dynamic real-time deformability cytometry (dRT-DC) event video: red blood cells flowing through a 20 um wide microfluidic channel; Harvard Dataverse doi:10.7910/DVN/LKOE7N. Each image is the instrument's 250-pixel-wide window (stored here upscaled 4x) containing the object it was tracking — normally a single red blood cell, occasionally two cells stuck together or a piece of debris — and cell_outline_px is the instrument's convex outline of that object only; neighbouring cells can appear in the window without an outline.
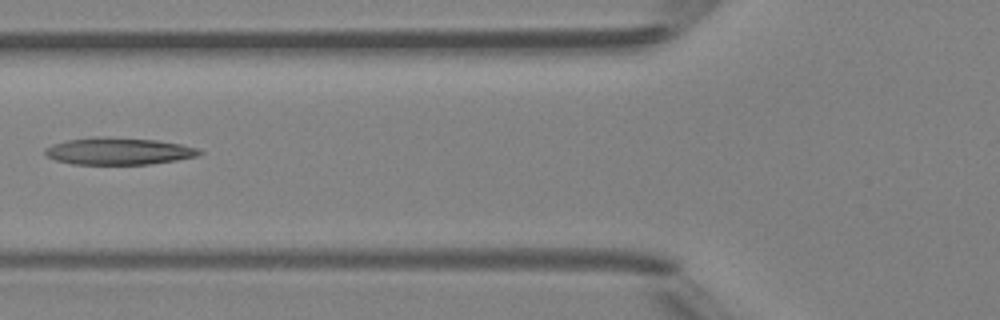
{"species": "Egyptian fruit bat (a non-hibernating species)", "species_latin": "Rousettus aegyptiacus", "temperature_condition": "room temperature", "stored_images_in_passage": 6, "camera_frame_rate_fps": 3000, "um_per_image_px": 0.085, "animal": {"sex": "female"}, "frame": {"image": 1, "passage_image": 5, "time_ms": 4.667, "image_size_px": [1000, 320], "cell_outline_px": [[204, 152], [196, 156], [176, 160], [148, 164], [72, 164], [56, 160], [44, 156], [44, 152], [52, 144], [68, 140], [156, 140], [180, 144], [196, 148]], "centroid_in_image_um": [10.1, 12.91], "position_along_channel_um": 115.7, "area_um2": 22.83}}
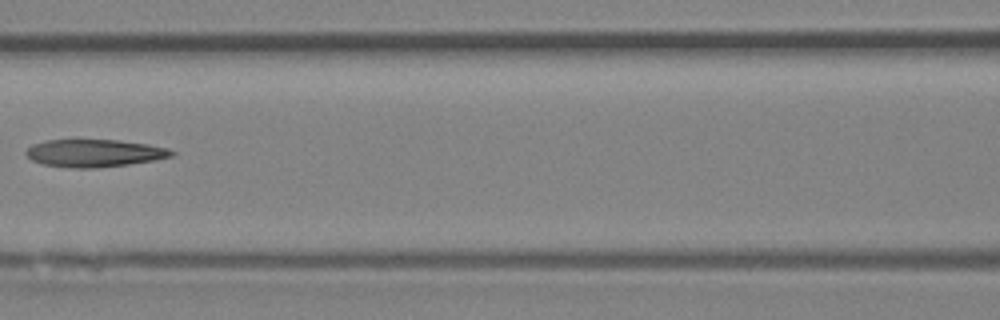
{"frame": {"image": 2, "passage_image": 6, "time_ms": 5.667, "image_size_px": [1000, 320], "cell_outline_px": [[176, 152], [172, 156], [152, 160], [128, 164], [96, 168], [68, 168], [44, 164], [32, 160], [24, 152], [32, 144], [48, 140], [116, 140], [148, 144], [168, 148]], "centroid_in_image_um": [8.01, 13.02], "position_along_channel_um": 158.6, "area_um2": 23.24}}